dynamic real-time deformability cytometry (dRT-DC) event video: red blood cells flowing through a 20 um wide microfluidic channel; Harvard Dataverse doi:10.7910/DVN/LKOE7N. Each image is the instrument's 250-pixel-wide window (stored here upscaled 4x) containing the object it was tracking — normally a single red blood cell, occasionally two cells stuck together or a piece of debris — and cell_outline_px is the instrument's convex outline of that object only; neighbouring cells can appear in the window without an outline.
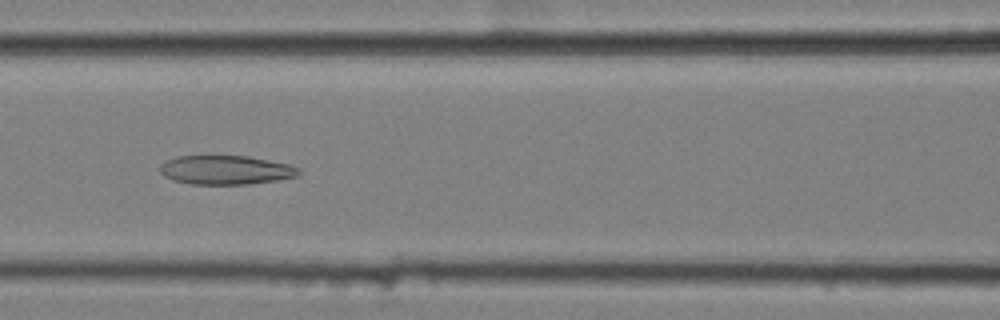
{"species": "common noctule bat (a hibernating species)", "species_latin": "Nyctalus noctula", "temperature_condition": "cold", "stored_images_in_passage": 55, "camera_frame_rate_fps": 3000, "um_per_image_px": 0.085, "animal": {"sex": "female", "body_mass_g": 25.1}, "frame": {"image": 1, "passage_image": 24, "time_ms": 7.667, "image_size_px": [1000, 320], "cell_outline_px": [[300, 176], [276, 180], [248, 184], [192, 184], [172, 180], [164, 176], [160, 172], [160, 164], [176, 156], [248, 156], [288, 164], [300, 168]], "centroid_in_image_um": [19.2, 14.45], "position_along_channel_um": 147.4, "area_um2": 23.47}}
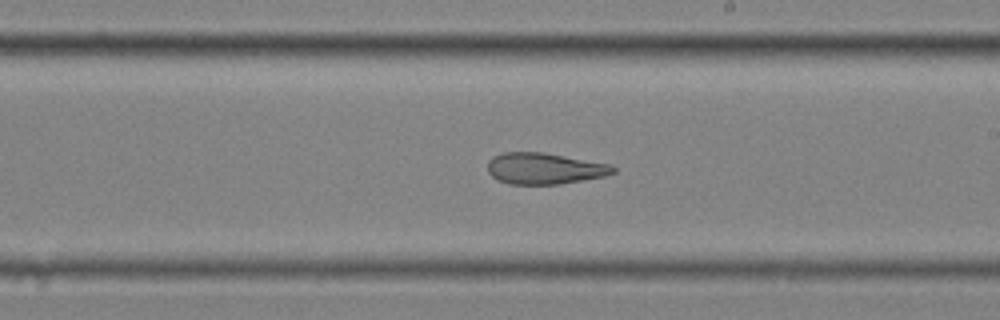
{"frame": {"image": 2, "passage_image": 32, "time_ms": 10.333, "image_size_px": [1000, 320], "cell_outline_px": [[616, 172], [604, 176], [560, 184], [508, 184], [496, 180], [488, 172], [488, 160], [492, 156], [504, 152], [544, 152], [608, 164], [616, 168]], "centroid_in_image_um": [46.23, 14.32], "position_along_channel_um": 242.8, "area_um2": 22.89}}
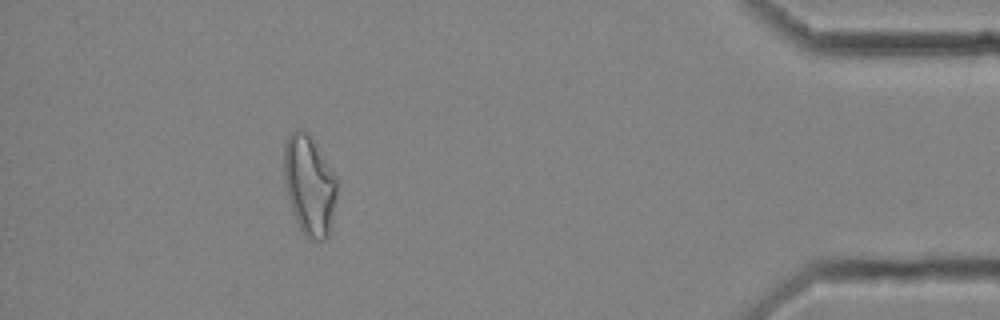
{"frame": {"image": 3, "passage_image": 50, "time_ms": 16.333, "image_size_px": [1000, 320], "cell_outline_px": [[336, 196], [328, 236], [324, 240], [308, 240], [304, 236], [292, 212], [288, 200], [284, 180], [284, 148], [288, 136], [292, 132], [304, 128], [308, 132], [336, 176]], "centroid_in_image_um": [26.27, 15.75], "position_along_channel_um": 408.9, "area_um2": 30.69}, "authors_computed_cell_mechanics": {"area_um2": 27.5128, "velocity_mm_per_s": 3.5836, "shape_relaxation_time_tau1_ms": null, "shape_relaxation_time_tau2_ms": 3.281, "deformation_change_tau1": null, "deformation_change_tau2": 0.1377}}